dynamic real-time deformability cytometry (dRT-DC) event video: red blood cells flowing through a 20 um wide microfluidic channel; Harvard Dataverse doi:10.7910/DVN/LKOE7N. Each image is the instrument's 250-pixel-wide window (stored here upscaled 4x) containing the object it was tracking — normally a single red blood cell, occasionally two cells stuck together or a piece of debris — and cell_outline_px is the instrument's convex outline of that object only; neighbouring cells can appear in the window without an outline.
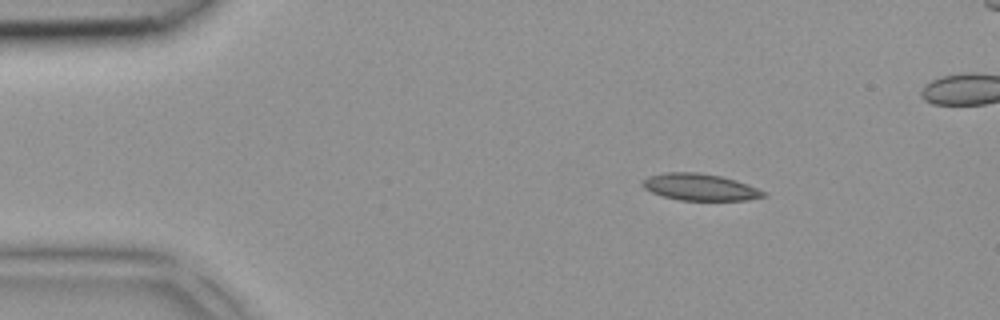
{"species": "common noctule bat (a hibernating species)", "species_latin": "Nyctalus noctula", "temperature_condition": "room temperature", "stored_images_in_passage": 4, "camera_frame_rate_fps": 3000, "um_per_image_px": 0.085, "animal": {"sex": "female", "body_mass_g": 18.4}, "frame": {"image": 1, "passage_image": 1, "time_ms": 0.0, "image_size_px": [1000, 320], "cell_outline_px": [[768, 196], [748, 200], [680, 200], [664, 196], [652, 192], [644, 188], [640, 184], [648, 176], [668, 172], [696, 172], [720, 176], [736, 180], [748, 184], [764, 192]], "centroid_in_image_um": [59.5, 15.9], "position_along_channel_um": 25.5, "area_um2": 18.73}}